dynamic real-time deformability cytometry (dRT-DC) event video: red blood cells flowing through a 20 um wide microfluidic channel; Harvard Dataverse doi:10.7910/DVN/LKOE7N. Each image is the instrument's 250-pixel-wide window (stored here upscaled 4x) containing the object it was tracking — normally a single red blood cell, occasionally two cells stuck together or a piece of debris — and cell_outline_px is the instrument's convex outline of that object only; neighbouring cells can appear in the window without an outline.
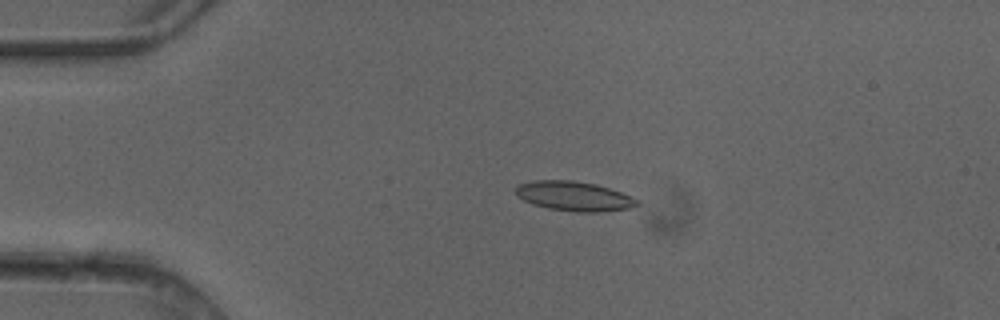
{"species": "common noctule bat (a hibernating species)", "species_latin": "Nyctalus noctula", "temperature_condition": "cold", "stored_images_in_passage": 4, "camera_frame_rate_fps": 3000, "um_per_image_px": 0.085, "animal": {"sex": "female"}, "frame": {"image": 1, "passage_image": 4, "time_ms": 1.0, "image_size_px": [1000, 320], "cell_outline_px": [[640, 204], [632, 208], [600, 212], [576, 212], [548, 208], [532, 204], [516, 196], [516, 188], [520, 184], [532, 180], [572, 180], [596, 184], [620, 192], [640, 200]], "centroid_in_image_um": [48.81, 16.68], "position_along_channel_um": 36.2, "area_um2": 20.98}}